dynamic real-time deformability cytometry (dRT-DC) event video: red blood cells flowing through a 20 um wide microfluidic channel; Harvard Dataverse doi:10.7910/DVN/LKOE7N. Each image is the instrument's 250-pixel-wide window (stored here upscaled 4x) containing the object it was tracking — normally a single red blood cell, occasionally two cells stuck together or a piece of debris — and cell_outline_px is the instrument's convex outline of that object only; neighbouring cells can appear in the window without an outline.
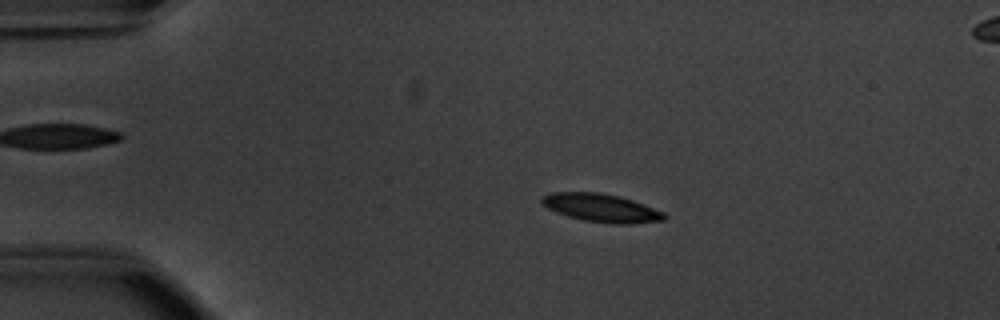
{"species": "common noctule bat (a hibernating species)", "species_latin": "Nyctalus noctula", "temperature_condition": "warm", "stored_images_in_passage": 54, "camera_frame_rate_fps": 3000, "um_per_image_px": 0.085, "animal": {"sex": "male", "body_mass_g": 20.1, "forearm_length_mm": 53.5}, "frame": {"image": 1, "passage_image": 12, "time_ms": 3.667, "image_size_px": [1000, 320], "cell_outline_px": [[668, 216], [664, 220], [632, 224], [612, 224], [584, 220], [568, 216], [556, 212], [540, 204], [540, 196], [552, 192], [600, 192], [620, 196], [644, 204], [664, 212]], "centroid_in_image_um": [51.1, 17.66], "position_along_channel_um": 33.9, "area_um2": 20.35}}
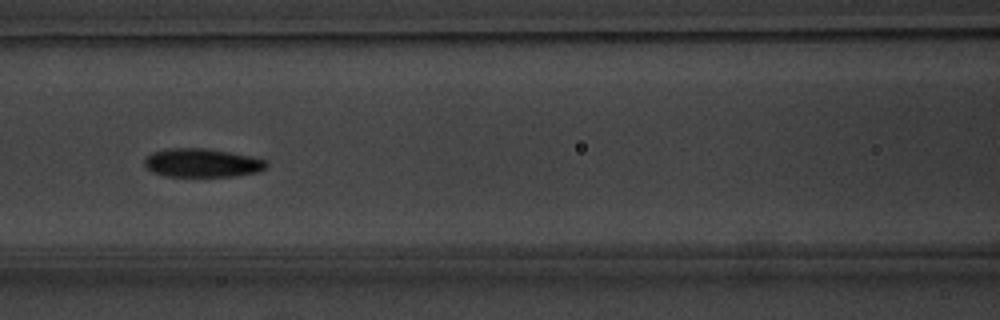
{"frame": {"image": 2, "passage_image": 25, "time_ms": 8.0, "image_size_px": [1000, 320], "cell_outline_px": [[268, 168], [256, 172], [236, 176], [164, 176], [152, 172], [144, 164], [144, 156], [152, 152], [168, 148], [208, 148], [232, 152], [252, 156], [268, 160]], "centroid_in_image_um": [17.2, 13.83], "position_along_channel_um": 149.4, "area_um2": 20.69}}
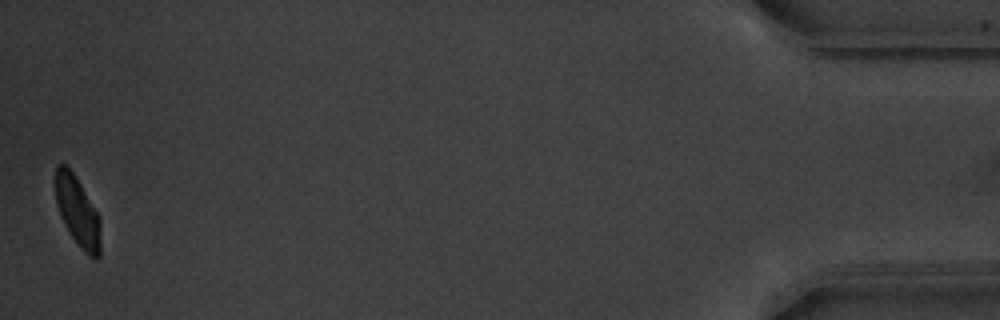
{"frame": {"image": 3, "passage_image": 54, "time_ms": 17.667, "image_size_px": [1000, 320], "cell_outline_px": [[100, 256], [96, 260], [88, 256], [84, 252], [72, 236], [60, 216], [56, 204], [56, 168], [60, 164], [64, 164], [72, 172], [80, 184], [100, 216]], "centroid_in_image_um": [6.62, 18.03], "position_along_channel_um": 428.6, "area_um2": 18.09}, "authors_computed_cell_mechanics": {"area_um2": 19.7098, "velocity_mm_per_s": 3.7915, "shape_relaxation_time_tau1_ms": 2.0464, "shape_relaxation_time_tau2_ms": 1.9469, "deformation_change_tau1": 0.1213, "deformation_change_tau2": 0.077}}